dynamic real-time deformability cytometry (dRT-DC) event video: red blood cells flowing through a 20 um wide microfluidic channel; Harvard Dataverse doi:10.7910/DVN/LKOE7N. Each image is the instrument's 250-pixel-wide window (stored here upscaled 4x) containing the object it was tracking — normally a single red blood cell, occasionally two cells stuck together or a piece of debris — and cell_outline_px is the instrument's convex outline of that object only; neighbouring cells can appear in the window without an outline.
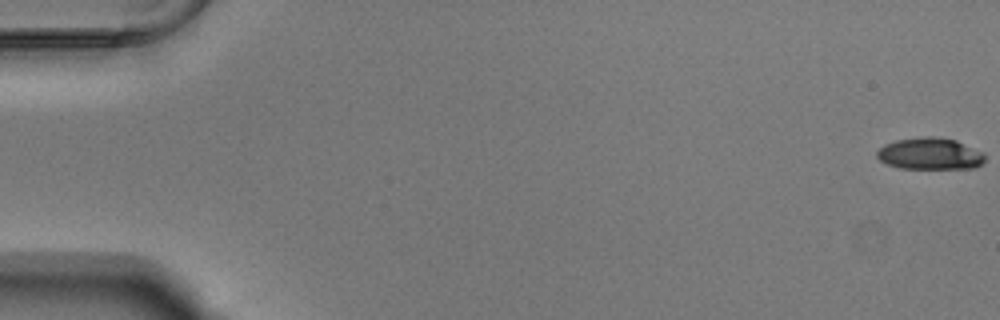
{"species": "Egyptian fruit bat (a non-hibernating species)", "species_latin": "Rousettus aegyptiacus", "temperature_condition": "warm", "stored_images_in_passage": 56, "segment_of_instrument_passage": [1, 2], "camera_frame_rate_fps": 3000, "um_per_image_px": 0.085, "animal": {"sex": "male"}, "frame": {"image": 1, "passage_image": 1, "time_ms": 0.0, "image_size_px": [1000, 320], "cell_outline_px": [[984, 160], [976, 168], [900, 168], [888, 164], [880, 160], [876, 156], [876, 152], [884, 144], [896, 140], [924, 136], [932, 136], [956, 140], [984, 152]], "centroid_in_image_um": [79.05, 13.06], "position_along_channel_um": 6.0, "area_um2": 19.94}}
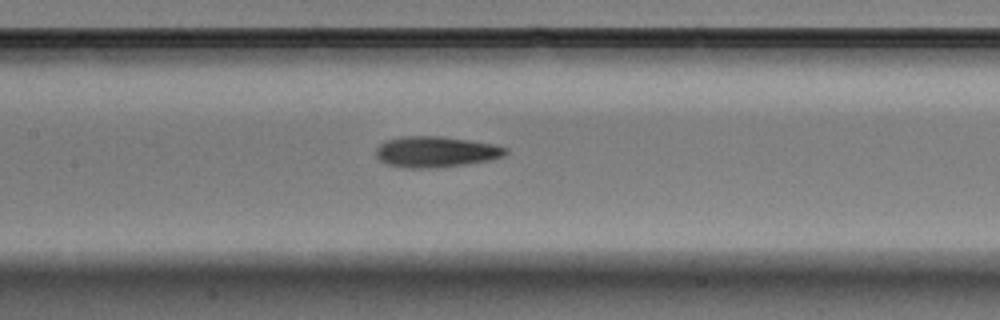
{"frame": {"image": 2, "passage_image": 27, "time_ms": 8.667, "image_size_px": [1000, 320], "cell_outline_px": [[508, 152], [504, 156], [488, 160], [464, 164], [436, 168], [404, 168], [384, 164], [376, 156], [376, 148], [380, 144], [388, 140], [400, 136], [440, 136], [496, 144], [508, 148]], "centroid_in_image_um": [37.03, 12.91], "position_along_channel_um": 170.4, "area_um2": 23.47}}
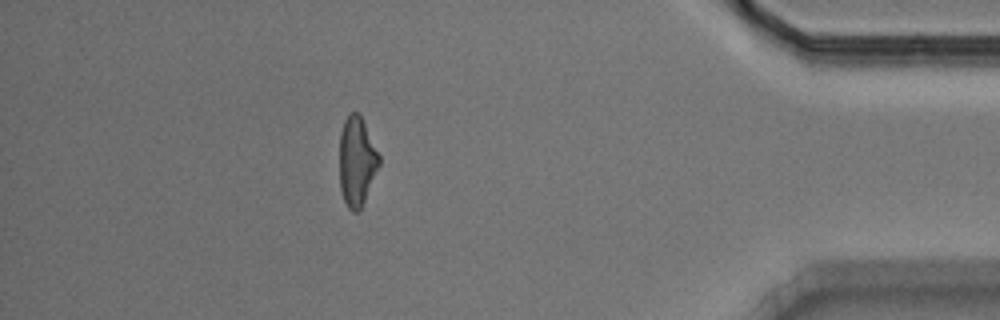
{"frame": {"image": 3, "passage_image": 49, "time_ms": 16.0, "image_size_px": [1000, 320], "cell_outline_px": [[380, 164], [364, 200], [360, 208], [356, 212], [352, 212], [348, 208], [340, 192], [340, 132], [344, 120], [352, 112], [356, 112], [360, 116], [380, 156]], "centroid_in_image_um": [30.31, 13.74], "position_along_channel_um": 404.9, "area_um2": 20.23}}